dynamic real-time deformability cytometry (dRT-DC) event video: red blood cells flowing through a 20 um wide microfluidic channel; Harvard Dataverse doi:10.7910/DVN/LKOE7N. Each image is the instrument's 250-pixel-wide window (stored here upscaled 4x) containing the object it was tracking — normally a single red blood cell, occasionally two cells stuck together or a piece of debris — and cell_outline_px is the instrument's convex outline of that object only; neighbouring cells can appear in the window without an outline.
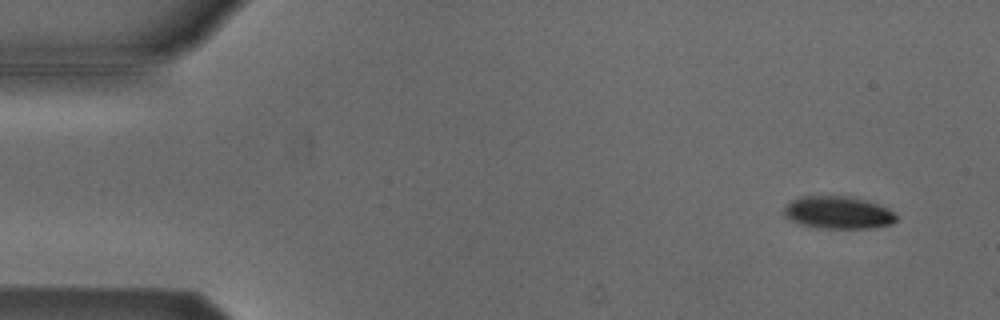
{"species": "Egyptian fruit bat (a non-hibernating species)", "species_latin": "Rousettus aegyptiacus", "temperature_condition": "cold", "stored_images_in_passage": 3, "camera_frame_rate_fps": 3000, "um_per_image_px": 0.085, "animal": {"sex": "male"}, "frame": {"image": 1, "passage_image": 2, "time_ms": 0.333, "image_size_px": [1000, 320], "cell_outline_px": [[896, 220], [892, 224], [868, 228], [820, 228], [800, 224], [784, 216], [784, 208], [792, 200], [800, 196], [852, 196], [868, 200], [888, 208], [896, 216]], "centroid_in_image_um": [71.24, 18.06], "position_along_channel_um": 13.8, "area_um2": 21.27}}